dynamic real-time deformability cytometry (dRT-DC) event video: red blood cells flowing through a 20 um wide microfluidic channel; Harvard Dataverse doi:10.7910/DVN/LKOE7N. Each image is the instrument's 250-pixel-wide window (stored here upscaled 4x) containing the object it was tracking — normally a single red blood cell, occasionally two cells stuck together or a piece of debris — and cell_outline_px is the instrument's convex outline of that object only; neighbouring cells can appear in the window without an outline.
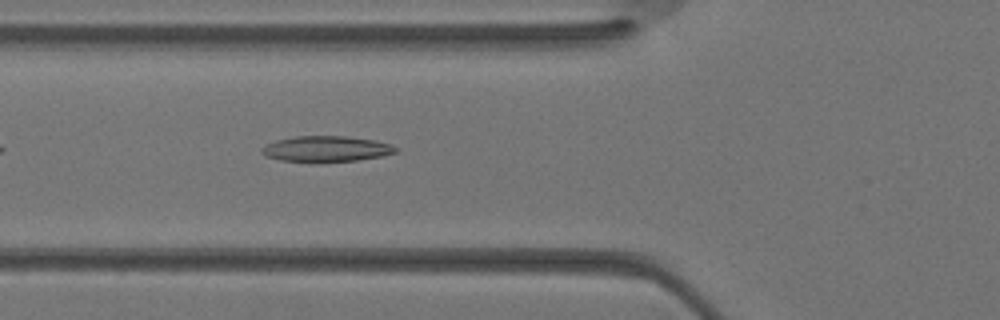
{"species": "Egyptian fruit bat (a non-hibernating species)", "species_latin": "Rousettus aegyptiacus", "temperature_condition": "warm", "stored_images_in_passage": 32, "camera_frame_rate_fps": 3000, "um_per_image_px": 0.085, "animal": {"sex": "female"}, "frame": {"image": 1, "passage_image": 10, "time_ms": 3.0, "image_size_px": [1000, 320], "cell_outline_px": [[400, 152], [384, 156], [356, 160], [280, 160], [264, 156], [260, 152], [260, 148], [276, 140], [296, 136], [348, 136], [376, 140], [392, 144], [400, 148]], "centroid_in_image_um": [27.82, 12.62], "position_along_channel_um": 98.0, "area_um2": 19.88}}
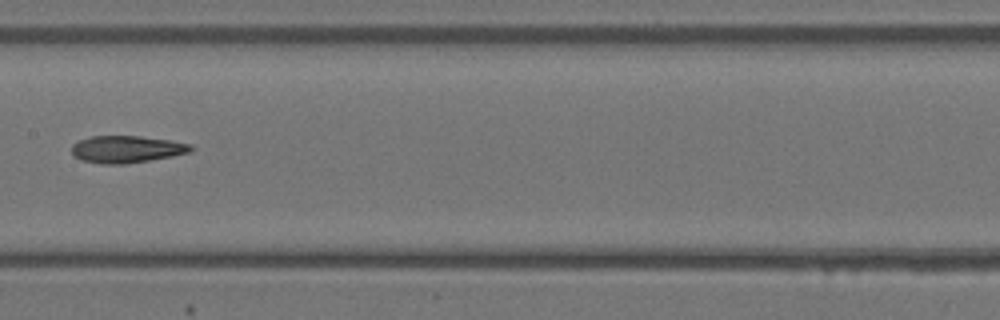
{"frame": {"image": 2, "passage_image": 15, "time_ms": 4.667, "image_size_px": [1000, 320], "cell_outline_px": [[196, 148], [192, 152], [172, 156], [124, 164], [104, 164], [80, 160], [72, 156], [72, 144], [76, 140], [92, 136], [140, 136], [172, 140], [192, 144]], "centroid_in_image_um": [10.77, 12.67], "position_along_channel_um": 196.6, "area_um2": 19.13}}
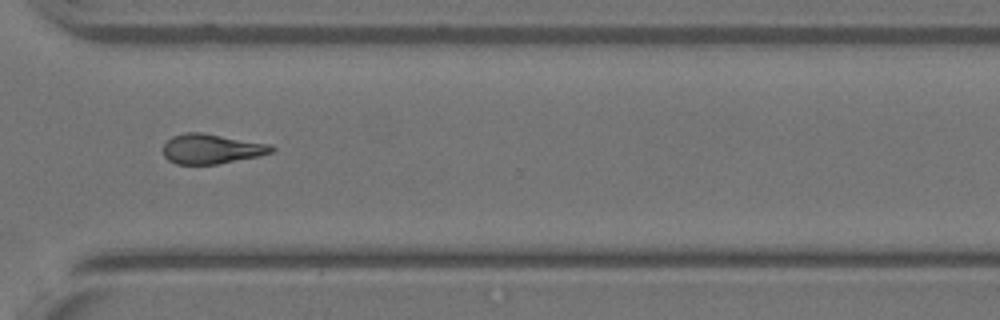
{"frame": {"image": 3, "passage_image": 23, "time_ms": 7.333, "image_size_px": [1000, 320], "cell_outline_px": [[276, 148], [272, 152], [260, 156], [216, 164], [176, 164], [168, 160], [164, 156], [164, 144], [172, 136], [184, 132], [204, 132], [272, 144]], "centroid_in_image_um": [18.01, 12.64], "position_along_channel_um": 352.6, "area_um2": 19.07}}